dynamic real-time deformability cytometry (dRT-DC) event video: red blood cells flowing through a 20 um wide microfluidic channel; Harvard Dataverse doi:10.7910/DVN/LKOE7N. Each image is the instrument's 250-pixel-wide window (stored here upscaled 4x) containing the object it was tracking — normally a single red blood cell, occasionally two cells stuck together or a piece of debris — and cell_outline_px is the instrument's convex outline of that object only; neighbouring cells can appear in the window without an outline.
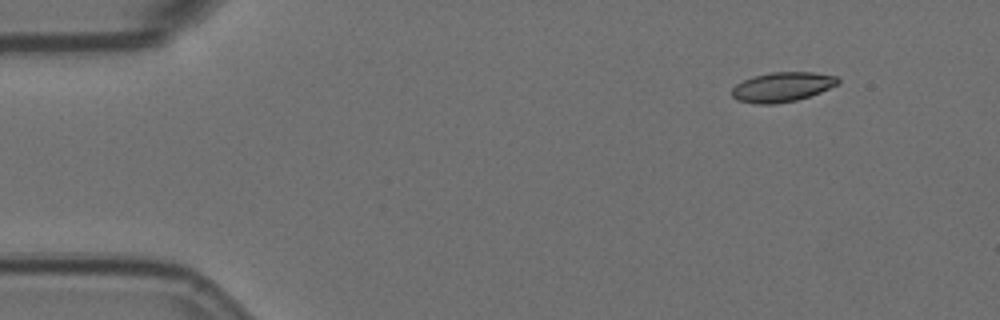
{"species": "Egyptian fruit bat (a non-hibernating species)", "species_latin": "Rousettus aegyptiacus", "temperature_condition": "room temperature", "stored_images_in_passage": 4, "camera_frame_rate_fps": 3000, "um_per_image_px": 0.085, "animal": {"sex": "female"}, "frame": {"image": 1, "passage_image": 1, "time_ms": 0.0, "image_size_px": [1000, 320], "cell_outline_px": [[840, 84], [820, 92], [796, 100], [776, 104], [756, 104], [736, 100], [732, 96], [732, 88], [736, 84], [752, 76], [772, 72], [812, 72], [836, 76], [840, 80]], "centroid_in_image_um": [66.48, 7.39], "position_along_channel_um": 18.5, "area_um2": 18.38}}
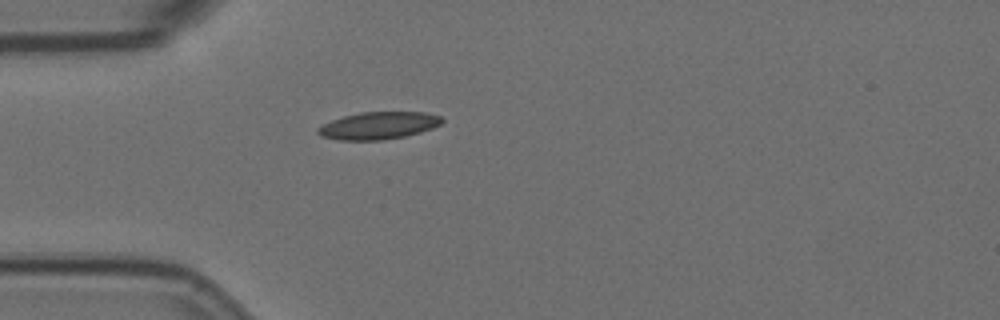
{"frame": {"image": 2, "passage_image": 4, "time_ms": 1.0, "image_size_px": [1000, 320], "cell_outline_px": [[444, 120], [440, 124], [432, 128], [420, 132], [404, 136], [384, 140], [340, 140], [320, 136], [316, 132], [316, 128], [332, 120], [344, 116], [360, 112], [424, 112], [440, 116]], "centroid_in_image_um": [32.15, 10.67], "position_along_channel_um": 52.9, "area_um2": 19.71}}